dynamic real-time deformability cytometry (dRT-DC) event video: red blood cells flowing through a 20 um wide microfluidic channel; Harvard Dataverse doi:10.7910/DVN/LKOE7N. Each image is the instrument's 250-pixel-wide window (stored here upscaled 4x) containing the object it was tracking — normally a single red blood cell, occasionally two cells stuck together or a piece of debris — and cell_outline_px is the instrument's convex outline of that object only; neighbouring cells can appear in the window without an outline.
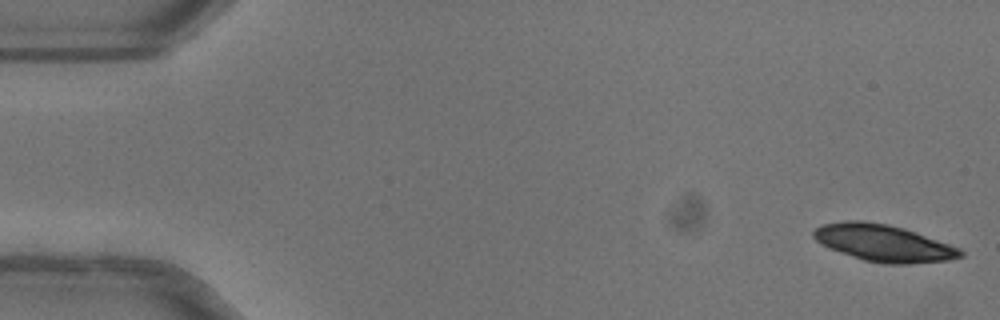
{"species": "common noctule bat (a hibernating species)", "species_latin": "Nyctalus noctula", "temperature_condition": "warm", "stored_images_in_passage": 50, "camera_frame_rate_fps": 3000, "um_per_image_px": 0.085, "animal": {"sex": "female"}, "frame": {"image": 1, "passage_image": 1, "time_ms": 0.0, "image_size_px": [1000, 320], "cell_outline_px": [[964, 256], [948, 260], [908, 264], [884, 264], [864, 260], [828, 248], [816, 240], [812, 236], [812, 232], [820, 224], [844, 220], [864, 220], [888, 224], [904, 228], [916, 232], [960, 248], [964, 252]], "centroid_in_image_um": [75.08, 20.65], "position_along_channel_um": 9.9, "area_um2": 31.73}}
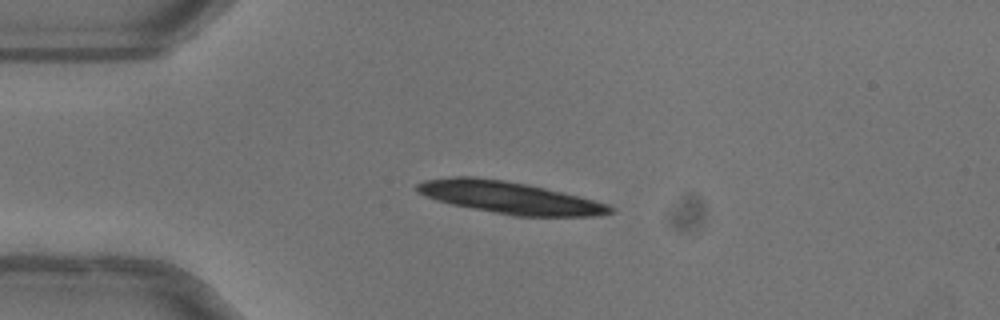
{"frame": {"image": 2, "passage_image": 12, "time_ms": 3.667, "image_size_px": [1000, 320], "cell_outline_px": [[616, 212], [600, 216], [512, 216], [452, 204], [436, 200], [416, 192], [416, 184], [424, 180], [452, 176], [472, 176], [504, 180], [528, 184], [608, 204], [616, 208]], "centroid_in_image_um": [43.3, 16.8], "position_along_channel_um": 41.7, "area_um2": 36.07}}